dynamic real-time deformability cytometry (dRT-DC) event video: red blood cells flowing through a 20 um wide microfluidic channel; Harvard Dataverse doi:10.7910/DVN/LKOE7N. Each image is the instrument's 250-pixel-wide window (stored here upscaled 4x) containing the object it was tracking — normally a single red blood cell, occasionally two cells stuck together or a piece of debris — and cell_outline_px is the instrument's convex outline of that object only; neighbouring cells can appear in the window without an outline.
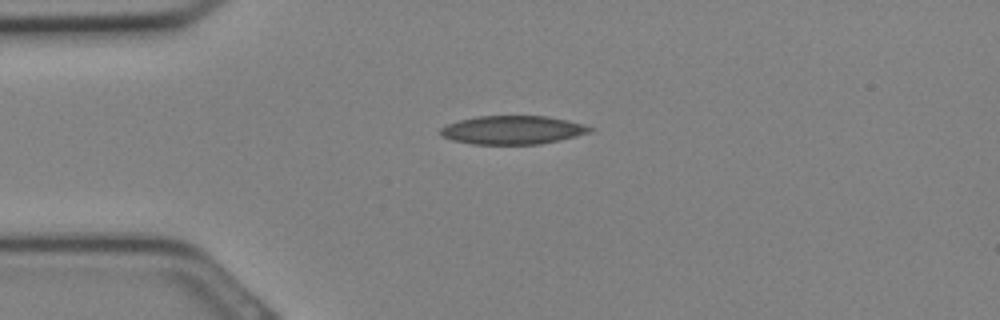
{"species": "Egyptian fruit bat (a non-hibernating species)", "species_latin": "Rousettus aegyptiacus", "temperature_condition": "cold", "stored_images_in_passage": 29, "camera_frame_rate_fps": 3000, "um_per_image_px": 0.085, "animal": {"sex": "female"}, "frame": {"image": 1, "passage_image": 6, "time_ms": 1.667, "image_size_px": [1000, 320], "cell_outline_px": [[596, 128], [592, 132], [576, 136], [540, 144], [472, 144], [452, 140], [444, 136], [440, 132], [440, 128], [448, 124], [460, 120], [476, 116], [548, 116], [568, 120]], "centroid_in_image_um": [43.61, 11.04], "position_along_channel_um": 41.4, "area_um2": 24.8}}
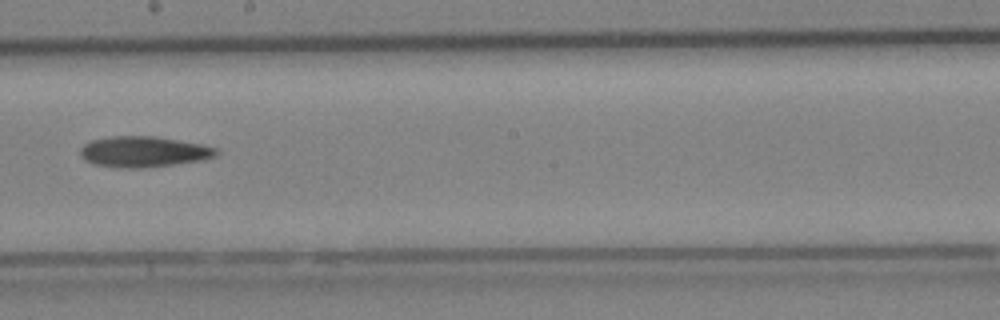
{"frame": {"image": 2, "passage_image": 16, "time_ms": 5.0, "image_size_px": [1000, 320], "cell_outline_px": [[220, 152], [216, 156], [200, 160], [172, 164], [140, 168], [116, 168], [92, 164], [84, 160], [80, 156], [80, 148], [84, 144], [92, 140], [112, 136], [156, 136], [204, 144], [216, 148]], "centroid_in_image_um": [12.18, 12.89], "position_along_channel_um": 236.0, "area_um2": 24.57}}
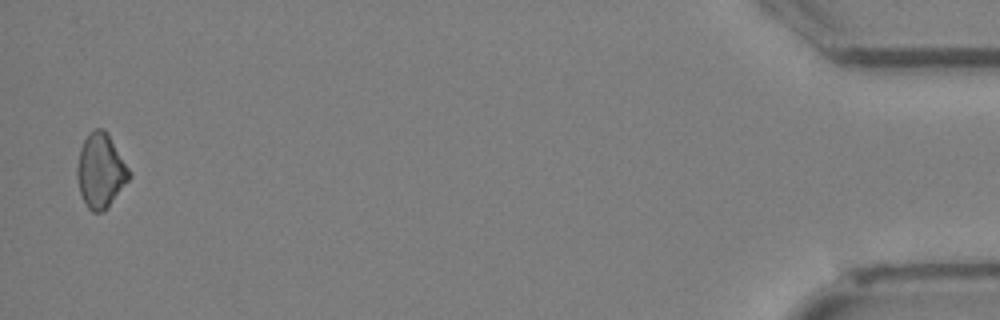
{"frame": {"image": 3, "passage_image": 29, "time_ms": 9.333, "image_size_px": [1000, 320], "cell_outline_px": [[132, 176], [108, 208], [104, 212], [92, 212], [88, 208], [80, 192], [76, 176], [76, 168], [80, 148], [88, 132], [92, 128], [104, 128], [108, 132], [132, 172]], "centroid_in_image_um": [8.57, 14.49], "position_along_channel_um": 426.6, "area_um2": 23.06}}